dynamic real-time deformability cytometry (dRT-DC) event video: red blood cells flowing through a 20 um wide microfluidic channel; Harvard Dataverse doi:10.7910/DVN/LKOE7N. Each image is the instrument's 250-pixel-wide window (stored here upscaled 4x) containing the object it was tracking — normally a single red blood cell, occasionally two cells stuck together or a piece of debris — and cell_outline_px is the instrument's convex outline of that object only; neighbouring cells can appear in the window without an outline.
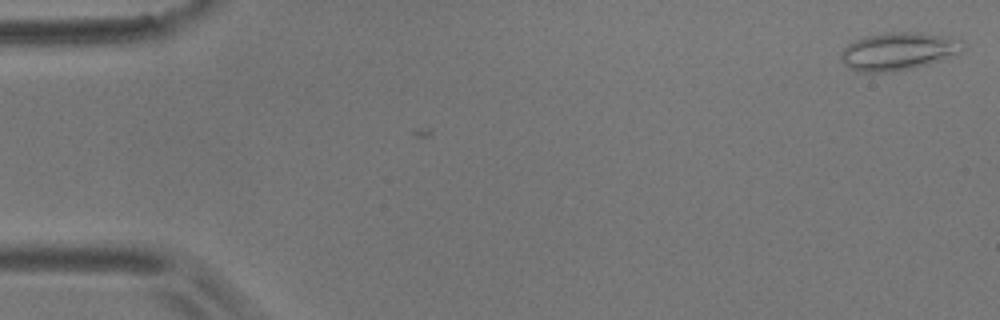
{"species": "common noctule bat (a hibernating species)", "species_latin": "Nyctalus noctula", "temperature_condition": "room temperature", "stored_images_in_passage": 2, "camera_frame_rate_fps": 3000, "um_per_image_px": 0.085, "animal": {"sex": "male", "body_mass_g": 17.9}, "frame": {"image": 1, "passage_image": 2, "time_ms": 0.333, "image_size_px": [1000, 320], "cell_outline_px": [[968, 44], [960, 52], [928, 64], [892, 72], [860, 72], [848, 68], [844, 64], [840, 56], [840, 52], [848, 44], [864, 36], [888, 32], [920, 32], [948, 36], [964, 40]], "centroid_in_image_um": [76.37, 4.34], "position_along_channel_um": 8.6, "area_um2": 27.05}}